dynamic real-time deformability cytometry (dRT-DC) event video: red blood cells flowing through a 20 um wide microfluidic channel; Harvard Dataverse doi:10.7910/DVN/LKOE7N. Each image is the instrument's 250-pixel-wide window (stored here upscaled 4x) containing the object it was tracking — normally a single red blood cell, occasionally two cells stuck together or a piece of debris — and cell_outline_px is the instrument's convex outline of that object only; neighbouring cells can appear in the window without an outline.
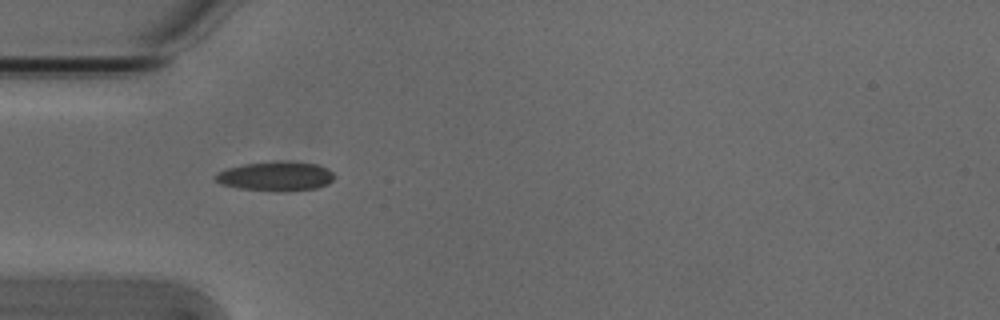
{"species": "Egyptian fruit bat (a non-hibernating species)", "species_latin": "Rousettus aegyptiacus", "temperature_condition": "cold", "stored_images_in_passage": 38, "camera_frame_rate_fps": 3000, "um_per_image_px": 0.085, "animal": {"sex": "male"}, "frame": {"image": 1, "passage_image": 1, "time_ms": 0.0, "image_size_px": [1000, 320], "cell_outline_px": [[336, 176], [328, 184], [316, 188], [280, 192], [276, 192], [240, 188], [220, 184], [212, 180], [220, 172], [228, 168], [244, 164], [316, 164], [332, 172]], "centroid_in_image_um": [23.42, 15.05], "position_along_channel_um": 61.6, "area_um2": 19.36}}
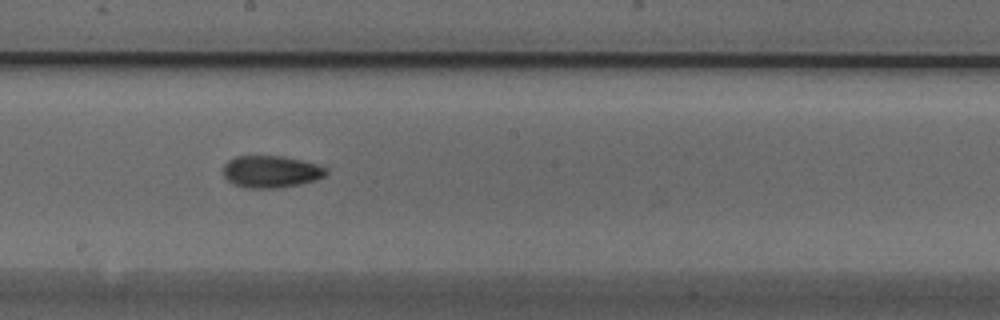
{"frame": {"image": 2, "passage_image": 14, "time_ms": 4.333, "image_size_px": [1000, 320], "cell_outline_px": [[328, 172], [324, 176], [316, 180], [300, 184], [276, 188], [244, 188], [232, 184], [224, 176], [224, 164], [228, 160], [236, 156], [284, 156], [316, 164], [328, 168]], "centroid_in_image_um": [23.03, 14.59], "position_along_channel_um": 225.2, "area_um2": 19.31}}
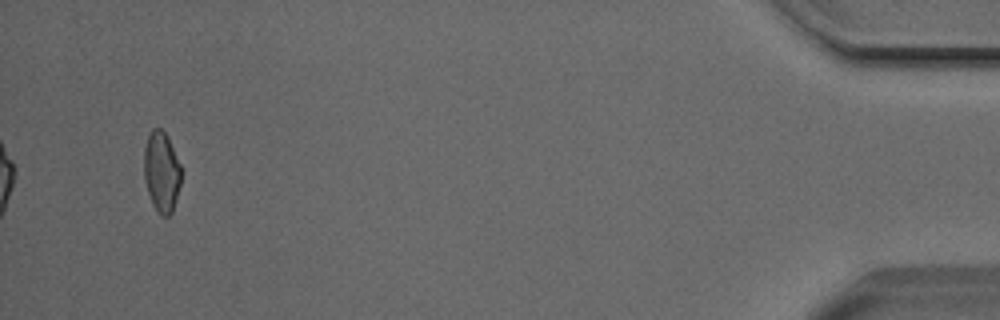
{"frame": {"image": 3, "passage_image": 36, "time_ms": 11.667, "image_size_px": [1000, 320], "cell_outline_px": [[180, 184], [172, 212], [168, 216], [160, 216], [152, 204], [144, 180], [144, 148], [148, 136], [152, 128], [160, 128], [164, 132], [180, 164]], "centroid_in_image_um": [13.7, 14.63], "position_along_channel_um": 421.5, "area_um2": 17.17}, "authors_computed_cell_mechanics": {"area_um2": 18.3226, "velocity_mm_per_s": 3.8205, "shape_relaxation_time_tau1_ms": 3.8691, "shape_relaxation_time_tau2_ms": 3.4794, "deformation_change_tau1": 0.1036, "deformation_change_tau2": 0.0846}}